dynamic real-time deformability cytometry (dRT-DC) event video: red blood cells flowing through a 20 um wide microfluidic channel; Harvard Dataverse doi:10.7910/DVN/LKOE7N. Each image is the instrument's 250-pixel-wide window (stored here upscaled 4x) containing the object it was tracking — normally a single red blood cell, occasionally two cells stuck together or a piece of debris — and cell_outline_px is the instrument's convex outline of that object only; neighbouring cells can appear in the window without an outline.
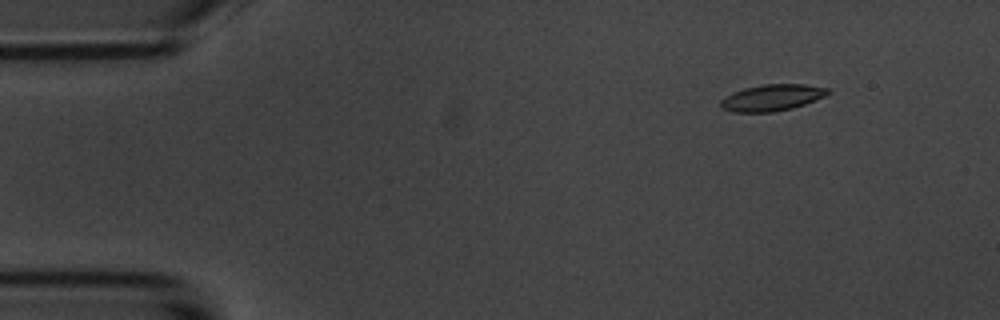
{"species": "common noctule bat (a hibernating species)", "species_latin": "Nyctalus noctula", "temperature_condition": "room temperature", "stored_images_in_passage": 2, "camera_frame_rate_fps": 3000, "um_per_image_px": 0.085, "animal": {"sex": "male", "body_mass_g": 20.1, "forearm_length_mm": 53.5}, "frame": {"image": 1, "passage_image": 2, "time_ms": 2.0, "image_size_px": [1000, 320], "cell_outline_px": [[832, 92], [824, 96], [804, 104], [792, 108], [772, 112], [736, 112], [720, 108], [720, 100], [724, 96], [732, 92], [744, 88], [764, 84], [804, 84], [832, 88]], "centroid_in_image_um": [65.62, 8.29], "position_along_channel_um": 19.4, "area_um2": 16.65}}